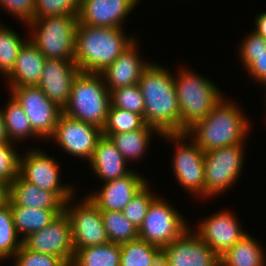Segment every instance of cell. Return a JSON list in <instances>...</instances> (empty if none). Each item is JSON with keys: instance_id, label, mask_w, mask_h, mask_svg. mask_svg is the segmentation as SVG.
Instances as JSON below:
<instances>
[{"instance_id": "6da1fadb", "label": "cell", "mask_w": 266, "mask_h": 266, "mask_svg": "<svg viewBox=\"0 0 266 266\" xmlns=\"http://www.w3.org/2000/svg\"><path fill=\"white\" fill-rule=\"evenodd\" d=\"M150 63L138 82L144 99V122L161 134L180 133V109L174 75Z\"/></svg>"}, {"instance_id": "7a4b0ae2", "label": "cell", "mask_w": 266, "mask_h": 266, "mask_svg": "<svg viewBox=\"0 0 266 266\" xmlns=\"http://www.w3.org/2000/svg\"><path fill=\"white\" fill-rule=\"evenodd\" d=\"M236 104L222 99L206 118L193 124L185 134L204 152L245 144L250 122Z\"/></svg>"}, {"instance_id": "3957f363", "label": "cell", "mask_w": 266, "mask_h": 266, "mask_svg": "<svg viewBox=\"0 0 266 266\" xmlns=\"http://www.w3.org/2000/svg\"><path fill=\"white\" fill-rule=\"evenodd\" d=\"M120 27H93L77 24L74 61L81 72L101 73L135 39Z\"/></svg>"}, {"instance_id": "277c9868", "label": "cell", "mask_w": 266, "mask_h": 266, "mask_svg": "<svg viewBox=\"0 0 266 266\" xmlns=\"http://www.w3.org/2000/svg\"><path fill=\"white\" fill-rule=\"evenodd\" d=\"M178 73L177 77L174 74V82L180 109V133H185L193 124L206 118L224 96L206 77L184 67Z\"/></svg>"}, {"instance_id": "5b68a950", "label": "cell", "mask_w": 266, "mask_h": 266, "mask_svg": "<svg viewBox=\"0 0 266 266\" xmlns=\"http://www.w3.org/2000/svg\"><path fill=\"white\" fill-rule=\"evenodd\" d=\"M111 105L110 92L99 73L79 72L73 81L63 113L103 129Z\"/></svg>"}, {"instance_id": "8992f818", "label": "cell", "mask_w": 266, "mask_h": 266, "mask_svg": "<svg viewBox=\"0 0 266 266\" xmlns=\"http://www.w3.org/2000/svg\"><path fill=\"white\" fill-rule=\"evenodd\" d=\"M77 24V15L41 17L27 24L29 39L46 59L74 60Z\"/></svg>"}, {"instance_id": "52a82bcc", "label": "cell", "mask_w": 266, "mask_h": 266, "mask_svg": "<svg viewBox=\"0 0 266 266\" xmlns=\"http://www.w3.org/2000/svg\"><path fill=\"white\" fill-rule=\"evenodd\" d=\"M244 144L204 152V197L222 194L235 184L243 168Z\"/></svg>"}, {"instance_id": "ba28073f", "label": "cell", "mask_w": 266, "mask_h": 266, "mask_svg": "<svg viewBox=\"0 0 266 266\" xmlns=\"http://www.w3.org/2000/svg\"><path fill=\"white\" fill-rule=\"evenodd\" d=\"M161 136L176 143V150L172 157V170L178 184L191 195L204 198V151L192 140L184 142L188 139L185 133L162 134Z\"/></svg>"}, {"instance_id": "9c48e42d", "label": "cell", "mask_w": 266, "mask_h": 266, "mask_svg": "<svg viewBox=\"0 0 266 266\" xmlns=\"http://www.w3.org/2000/svg\"><path fill=\"white\" fill-rule=\"evenodd\" d=\"M163 199L157 196L152 201L138 229L139 238L160 248L169 245L190 228L177 209Z\"/></svg>"}, {"instance_id": "30bf717a", "label": "cell", "mask_w": 266, "mask_h": 266, "mask_svg": "<svg viewBox=\"0 0 266 266\" xmlns=\"http://www.w3.org/2000/svg\"><path fill=\"white\" fill-rule=\"evenodd\" d=\"M10 91V95L16 99L27 115L32 130L40 138L49 140L63 109L49 100L37 85L10 87Z\"/></svg>"}, {"instance_id": "8fae6325", "label": "cell", "mask_w": 266, "mask_h": 266, "mask_svg": "<svg viewBox=\"0 0 266 266\" xmlns=\"http://www.w3.org/2000/svg\"><path fill=\"white\" fill-rule=\"evenodd\" d=\"M72 199L65 203L64 212L70 220L74 249L108 243L101 210L88 197L74 207Z\"/></svg>"}, {"instance_id": "7c38bea8", "label": "cell", "mask_w": 266, "mask_h": 266, "mask_svg": "<svg viewBox=\"0 0 266 266\" xmlns=\"http://www.w3.org/2000/svg\"><path fill=\"white\" fill-rule=\"evenodd\" d=\"M25 154H21L19 166V175L24 180L37 185L40 189L55 192L65 203L73 198V187L60 183V169L54 158L38 149H31L29 152L27 150Z\"/></svg>"}, {"instance_id": "4fadbf2b", "label": "cell", "mask_w": 266, "mask_h": 266, "mask_svg": "<svg viewBox=\"0 0 266 266\" xmlns=\"http://www.w3.org/2000/svg\"><path fill=\"white\" fill-rule=\"evenodd\" d=\"M102 136L103 131L98 126L73 119L62 113L50 139L55 140L66 153L78 158H87L90 161L97 142Z\"/></svg>"}, {"instance_id": "5bb4252c", "label": "cell", "mask_w": 266, "mask_h": 266, "mask_svg": "<svg viewBox=\"0 0 266 266\" xmlns=\"http://www.w3.org/2000/svg\"><path fill=\"white\" fill-rule=\"evenodd\" d=\"M22 244L34 252L54 255L71 264L75 249L68 216L61 213L42 230L29 234Z\"/></svg>"}, {"instance_id": "9a60e30c", "label": "cell", "mask_w": 266, "mask_h": 266, "mask_svg": "<svg viewBox=\"0 0 266 266\" xmlns=\"http://www.w3.org/2000/svg\"><path fill=\"white\" fill-rule=\"evenodd\" d=\"M162 266H220V257L188 228L162 248Z\"/></svg>"}, {"instance_id": "2e32d148", "label": "cell", "mask_w": 266, "mask_h": 266, "mask_svg": "<svg viewBox=\"0 0 266 266\" xmlns=\"http://www.w3.org/2000/svg\"><path fill=\"white\" fill-rule=\"evenodd\" d=\"M236 217L228 210L215 212L201 221L194 233L221 257L247 234Z\"/></svg>"}, {"instance_id": "e0dca14e", "label": "cell", "mask_w": 266, "mask_h": 266, "mask_svg": "<svg viewBox=\"0 0 266 266\" xmlns=\"http://www.w3.org/2000/svg\"><path fill=\"white\" fill-rule=\"evenodd\" d=\"M80 72L74 60L46 59L37 85L52 102L64 108L74 79Z\"/></svg>"}, {"instance_id": "ac0fdd59", "label": "cell", "mask_w": 266, "mask_h": 266, "mask_svg": "<svg viewBox=\"0 0 266 266\" xmlns=\"http://www.w3.org/2000/svg\"><path fill=\"white\" fill-rule=\"evenodd\" d=\"M138 2L139 0H81L78 24L123 28V20Z\"/></svg>"}, {"instance_id": "d6986e66", "label": "cell", "mask_w": 266, "mask_h": 266, "mask_svg": "<svg viewBox=\"0 0 266 266\" xmlns=\"http://www.w3.org/2000/svg\"><path fill=\"white\" fill-rule=\"evenodd\" d=\"M147 183L143 176L132 170L124 177L104 182L100 191L87 197L101 211H122Z\"/></svg>"}, {"instance_id": "ffe728a7", "label": "cell", "mask_w": 266, "mask_h": 266, "mask_svg": "<svg viewBox=\"0 0 266 266\" xmlns=\"http://www.w3.org/2000/svg\"><path fill=\"white\" fill-rule=\"evenodd\" d=\"M135 40L100 74L102 75L108 91L117 88L138 84L144 69L150 64L141 60Z\"/></svg>"}, {"instance_id": "44dd1931", "label": "cell", "mask_w": 266, "mask_h": 266, "mask_svg": "<svg viewBox=\"0 0 266 266\" xmlns=\"http://www.w3.org/2000/svg\"><path fill=\"white\" fill-rule=\"evenodd\" d=\"M46 57L37 46L26 39L16 59L15 66L6 77L8 87L36 86L40 82Z\"/></svg>"}, {"instance_id": "7402d4cb", "label": "cell", "mask_w": 266, "mask_h": 266, "mask_svg": "<svg viewBox=\"0 0 266 266\" xmlns=\"http://www.w3.org/2000/svg\"><path fill=\"white\" fill-rule=\"evenodd\" d=\"M109 137L102 136L89 161L92 171L104 182L124 177L132 170Z\"/></svg>"}, {"instance_id": "603a6c76", "label": "cell", "mask_w": 266, "mask_h": 266, "mask_svg": "<svg viewBox=\"0 0 266 266\" xmlns=\"http://www.w3.org/2000/svg\"><path fill=\"white\" fill-rule=\"evenodd\" d=\"M9 205L64 210L65 202L55 193L40 189L20 175L10 183Z\"/></svg>"}, {"instance_id": "cb8c5ba5", "label": "cell", "mask_w": 266, "mask_h": 266, "mask_svg": "<svg viewBox=\"0 0 266 266\" xmlns=\"http://www.w3.org/2000/svg\"><path fill=\"white\" fill-rule=\"evenodd\" d=\"M155 133L160 136L162 135L155 128L145 124L139 130L103 135L111 139L123 158L128 162L138 161L144 156L149 147L148 144H150L152 134Z\"/></svg>"}, {"instance_id": "d4e9b609", "label": "cell", "mask_w": 266, "mask_h": 266, "mask_svg": "<svg viewBox=\"0 0 266 266\" xmlns=\"http://www.w3.org/2000/svg\"><path fill=\"white\" fill-rule=\"evenodd\" d=\"M17 234L21 240L53 222L64 210H45L35 207L10 205ZM22 234V236H21Z\"/></svg>"}, {"instance_id": "484cf974", "label": "cell", "mask_w": 266, "mask_h": 266, "mask_svg": "<svg viewBox=\"0 0 266 266\" xmlns=\"http://www.w3.org/2000/svg\"><path fill=\"white\" fill-rule=\"evenodd\" d=\"M263 246L248 233L220 257V266H266Z\"/></svg>"}, {"instance_id": "4316f807", "label": "cell", "mask_w": 266, "mask_h": 266, "mask_svg": "<svg viewBox=\"0 0 266 266\" xmlns=\"http://www.w3.org/2000/svg\"><path fill=\"white\" fill-rule=\"evenodd\" d=\"M121 244L108 242L76 249L72 266H120Z\"/></svg>"}, {"instance_id": "83f0119b", "label": "cell", "mask_w": 266, "mask_h": 266, "mask_svg": "<svg viewBox=\"0 0 266 266\" xmlns=\"http://www.w3.org/2000/svg\"><path fill=\"white\" fill-rule=\"evenodd\" d=\"M120 266H162V248L141 238L123 243Z\"/></svg>"}, {"instance_id": "f1b7e54d", "label": "cell", "mask_w": 266, "mask_h": 266, "mask_svg": "<svg viewBox=\"0 0 266 266\" xmlns=\"http://www.w3.org/2000/svg\"><path fill=\"white\" fill-rule=\"evenodd\" d=\"M11 99L2 109L6 133L10 142L25 140L29 137L40 138L33 130L21 105L10 95ZM16 140V141H15Z\"/></svg>"}, {"instance_id": "f546056e", "label": "cell", "mask_w": 266, "mask_h": 266, "mask_svg": "<svg viewBox=\"0 0 266 266\" xmlns=\"http://www.w3.org/2000/svg\"><path fill=\"white\" fill-rule=\"evenodd\" d=\"M103 226L109 242L123 244L139 238L136 228L122 213V211H101Z\"/></svg>"}, {"instance_id": "4dcf8cb0", "label": "cell", "mask_w": 266, "mask_h": 266, "mask_svg": "<svg viewBox=\"0 0 266 266\" xmlns=\"http://www.w3.org/2000/svg\"><path fill=\"white\" fill-rule=\"evenodd\" d=\"M0 23V74L6 78L13 70L24 38Z\"/></svg>"}, {"instance_id": "1f68e13d", "label": "cell", "mask_w": 266, "mask_h": 266, "mask_svg": "<svg viewBox=\"0 0 266 266\" xmlns=\"http://www.w3.org/2000/svg\"><path fill=\"white\" fill-rule=\"evenodd\" d=\"M18 237L10 205L6 204L0 208V256L4 260L13 259L22 246V240Z\"/></svg>"}, {"instance_id": "d6a6232c", "label": "cell", "mask_w": 266, "mask_h": 266, "mask_svg": "<svg viewBox=\"0 0 266 266\" xmlns=\"http://www.w3.org/2000/svg\"><path fill=\"white\" fill-rule=\"evenodd\" d=\"M145 125L143 117L139 114L117 107H109L108 117L103 134H115L139 130Z\"/></svg>"}, {"instance_id": "836d02e7", "label": "cell", "mask_w": 266, "mask_h": 266, "mask_svg": "<svg viewBox=\"0 0 266 266\" xmlns=\"http://www.w3.org/2000/svg\"><path fill=\"white\" fill-rule=\"evenodd\" d=\"M110 101V106L139 114L144 118V99L138 84L111 91Z\"/></svg>"}, {"instance_id": "e575fe53", "label": "cell", "mask_w": 266, "mask_h": 266, "mask_svg": "<svg viewBox=\"0 0 266 266\" xmlns=\"http://www.w3.org/2000/svg\"><path fill=\"white\" fill-rule=\"evenodd\" d=\"M81 0H35L32 20L41 17L77 15Z\"/></svg>"}, {"instance_id": "d590c367", "label": "cell", "mask_w": 266, "mask_h": 266, "mask_svg": "<svg viewBox=\"0 0 266 266\" xmlns=\"http://www.w3.org/2000/svg\"><path fill=\"white\" fill-rule=\"evenodd\" d=\"M148 183L132 198V200L122 210L123 215L139 229L149 206L157 197V194L150 192Z\"/></svg>"}, {"instance_id": "8d00e7d4", "label": "cell", "mask_w": 266, "mask_h": 266, "mask_svg": "<svg viewBox=\"0 0 266 266\" xmlns=\"http://www.w3.org/2000/svg\"><path fill=\"white\" fill-rule=\"evenodd\" d=\"M14 266H67L68 264L54 255L34 252L23 244L13 256Z\"/></svg>"}, {"instance_id": "74e56055", "label": "cell", "mask_w": 266, "mask_h": 266, "mask_svg": "<svg viewBox=\"0 0 266 266\" xmlns=\"http://www.w3.org/2000/svg\"><path fill=\"white\" fill-rule=\"evenodd\" d=\"M15 147L12 142L0 144V179L9 184L19 175L21 155Z\"/></svg>"}, {"instance_id": "f35d334b", "label": "cell", "mask_w": 266, "mask_h": 266, "mask_svg": "<svg viewBox=\"0 0 266 266\" xmlns=\"http://www.w3.org/2000/svg\"><path fill=\"white\" fill-rule=\"evenodd\" d=\"M241 42L239 56H241L243 67L246 69L256 60V56L266 53V40L253 31Z\"/></svg>"}, {"instance_id": "ab89813d", "label": "cell", "mask_w": 266, "mask_h": 266, "mask_svg": "<svg viewBox=\"0 0 266 266\" xmlns=\"http://www.w3.org/2000/svg\"><path fill=\"white\" fill-rule=\"evenodd\" d=\"M35 0H0V6L12 13L24 25L32 21Z\"/></svg>"}, {"instance_id": "60d3db41", "label": "cell", "mask_w": 266, "mask_h": 266, "mask_svg": "<svg viewBox=\"0 0 266 266\" xmlns=\"http://www.w3.org/2000/svg\"><path fill=\"white\" fill-rule=\"evenodd\" d=\"M245 70L257 83L266 87V53L256 56V60Z\"/></svg>"}, {"instance_id": "b9f144b4", "label": "cell", "mask_w": 266, "mask_h": 266, "mask_svg": "<svg viewBox=\"0 0 266 266\" xmlns=\"http://www.w3.org/2000/svg\"><path fill=\"white\" fill-rule=\"evenodd\" d=\"M255 31L266 40V12L258 14L255 18Z\"/></svg>"}, {"instance_id": "7bdbcfd3", "label": "cell", "mask_w": 266, "mask_h": 266, "mask_svg": "<svg viewBox=\"0 0 266 266\" xmlns=\"http://www.w3.org/2000/svg\"><path fill=\"white\" fill-rule=\"evenodd\" d=\"M10 184L0 179V208L9 203Z\"/></svg>"}, {"instance_id": "ee69618b", "label": "cell", "mask_w": 266, "mask_h": 266, "mask_svg": "<svg viewBox=\"0 0 266 266\" xmlns=\"http://www.w3.org/2000/svg\"><path fill=\"white\" fill-rule=\"evenodd\" d=\"M8 142H10V140L8 139V136L6 133L2 109L0 108V144L8 143Z\"/></svg>"}, {"instance_id": "f6af8a7d", "label": "cell", "mask_w": 266, "mask_h": 266, "mask_svg": "<svg viewBox=\"0 0 266 266\" xmlns=\"http://www.w3.org/2000/svg\"><path fill=\"white\" fill-rule=\"evenodd\" d=\"M4 259L0 256V262H2ZM1 264V263H0Z\"/></svg>"}]
</instances>
